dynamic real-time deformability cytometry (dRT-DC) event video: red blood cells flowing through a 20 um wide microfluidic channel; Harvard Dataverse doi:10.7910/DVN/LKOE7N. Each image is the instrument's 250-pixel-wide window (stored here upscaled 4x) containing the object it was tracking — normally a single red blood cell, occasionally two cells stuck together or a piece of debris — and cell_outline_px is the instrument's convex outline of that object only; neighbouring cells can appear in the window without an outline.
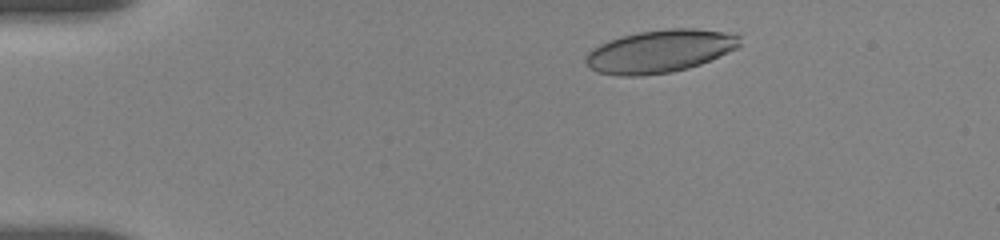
{"species": "human", "species_latin": "Homo sapiens", "temperature_condition": "room temperature", "stored_images_in_passage": 6, "camera_frame_rate_fps": 3000, "um_per_image_px": 0.085, "donor": {"sex": "female"}, "frame": {"image": 1, "passage_image": 3, "time_ms": 1.667, "image_size_px": [1000, 240], "cell_outline_px": [[740, 44], [736, 48], [728, 52], [700, 64], [688, 68], [672, 72], [640, 76], [620, 76], [600, 72], [592, 68], [584, 60], [588, 52], [592, 48], [608, 40], [620, 36], [640, 32], [668, 28], [696, 28], [724, 32], [740, 36]], "centroid_in_image_um": [56.07, 4.35], "position_along_channel_um": 28.9, "area_um2": 38.21}}